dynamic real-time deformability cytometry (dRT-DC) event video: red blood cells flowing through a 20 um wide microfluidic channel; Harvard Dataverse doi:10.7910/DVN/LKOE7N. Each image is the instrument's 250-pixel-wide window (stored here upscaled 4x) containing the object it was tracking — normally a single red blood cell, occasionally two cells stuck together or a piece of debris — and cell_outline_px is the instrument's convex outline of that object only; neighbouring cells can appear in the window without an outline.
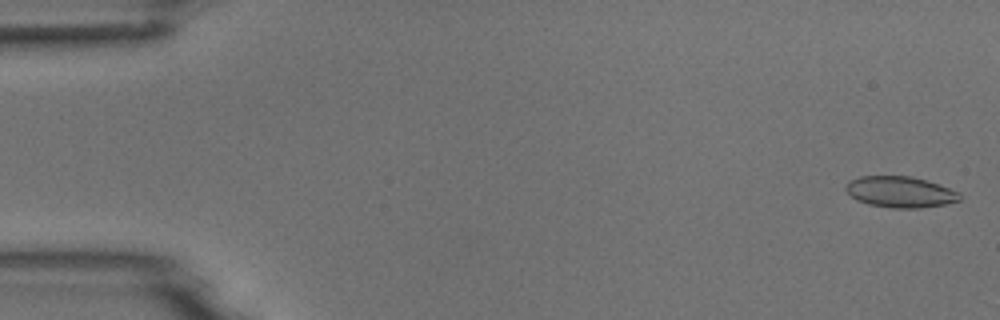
{"species": "common noctule bat (a hibernating species)", "species_latin": "Nyctalus noctula", "temperature_condition": "room temperature", "stored_images_in_passage": 4, "camera_frame_rate_fps": 3000, "um_per_image_px": 0.085, "animal": {"sex": "male", "body_mass_g": 18.8}, "frame": {"image": 1, "passage_image": 1, "time_ms": 0.0, "image_size_px": [1000, 320], "cell_outline_px": [[960, 200], [944, 204], [920, 208], [892, 208], [868, 204], [856, 200], [844, 188], [848, 180], [860, 176], [908, 176], [924, 180], [960, 192]], "centroid_in_image_um": [76.47, 16.32], "position_along_channel_um": 8.5, "area_um2": 20.46}}